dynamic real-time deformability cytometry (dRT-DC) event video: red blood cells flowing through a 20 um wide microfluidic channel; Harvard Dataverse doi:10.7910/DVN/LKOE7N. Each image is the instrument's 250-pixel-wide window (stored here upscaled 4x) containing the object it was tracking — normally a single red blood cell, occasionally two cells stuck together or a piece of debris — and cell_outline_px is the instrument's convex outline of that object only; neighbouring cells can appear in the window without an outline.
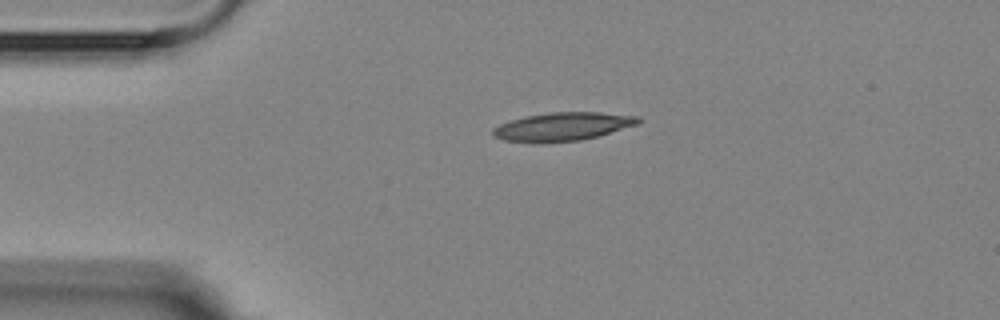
{"species": "Egyptian fruit bat (a non-hibernating species)", "species_latin": "Rousettus aegyptiacus", "temperature_condition": "room temperature", "stored_images_in_passage": 4, "camera_frame_rate_fps": 3000, "um_per_image_px": 0.085, "animal": {"sex": "female"}, "frame": {"image": 1, "passage_image": 1, "time_ms": 0.0, "image_size_px": [1000, 320], "cell_outline_px": [[640, 124], [596, 136], [580, 140], [540, 144], [532, 144], [504, 140], [496, 136], [492, 132], [492, 128], [508, 120], [524, 116], [548, 112], [600, 112], [640, 116]], "centroid_in_image_um": [47.79, 10.77], "position_along_channel_um": 37.2, "area_um2": 24.45}}
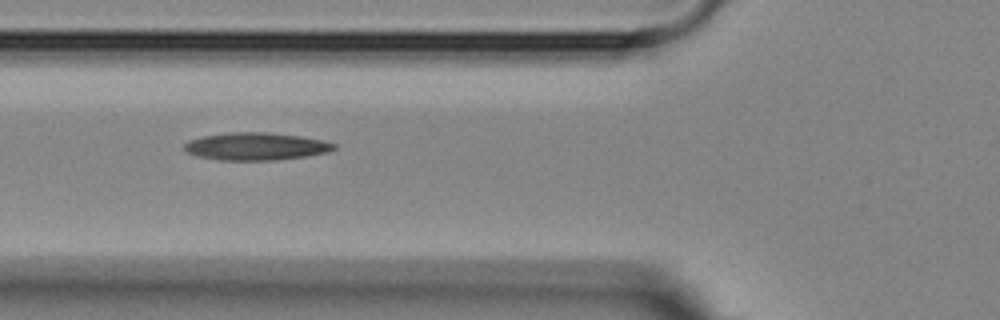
{"frame": {"image": 2, "passage_image": 3, "time_ms": 2.667, "image_size_px": [1000, 320], "cell_outline_px": [[336, 148], [328, 152], [304, 156], [272, 160], [220, 160], [196, 156], [188, 152], [184, 148], [184, 144], [188, 140], [204, 136], [228, 132], [268, 132], [300, 136], [324, 140], [336, 144]], "centroid_in_image_um": [21.75, 12.43], "position_along_channel_um": 104.1, "area_um2": 23.99}}
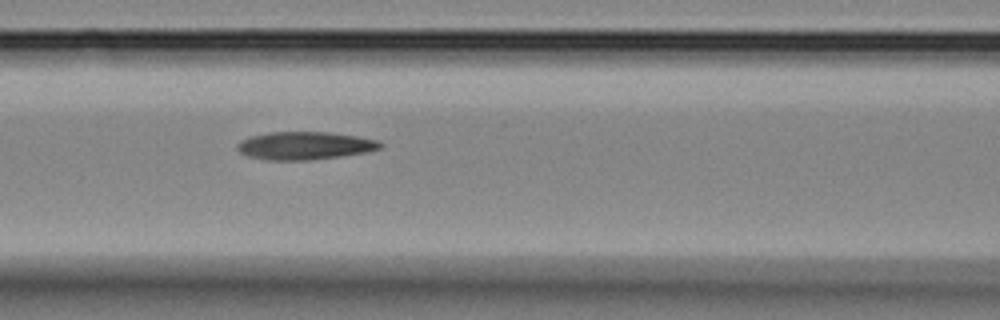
{"frame": {"image": 3, "passage_image": 4, "time_ms": 3.667, "image_size_px": [1000, 320], "cell_outline_px": [[384, 144], [380, 148], [364, 152], [340, 156], [308, 160], [268, 160], [248, 156], [240, 152], [236, 148], [236, 144], [240, 140], [248, 136], [268, 132], [328, 132], [356, 136], [380, 140]], "centroid_in_image_um": [25.86, 12.37], "position_along_channel_um": 140.7, "area_um2": 23.29}}